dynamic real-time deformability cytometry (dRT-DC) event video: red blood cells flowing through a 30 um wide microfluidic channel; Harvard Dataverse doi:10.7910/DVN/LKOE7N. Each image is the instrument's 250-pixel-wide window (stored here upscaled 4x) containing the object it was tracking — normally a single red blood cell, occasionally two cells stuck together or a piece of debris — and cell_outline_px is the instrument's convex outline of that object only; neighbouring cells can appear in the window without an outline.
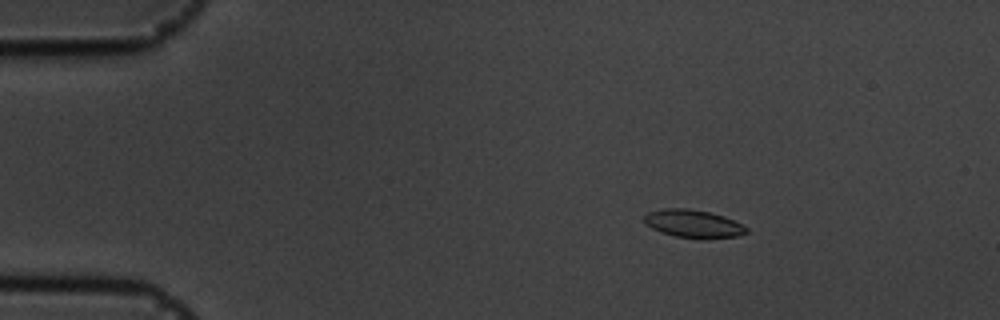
{"species": "common noctule bat (a hibernating species)", "species_latin": "Nyctalus noctula", "temperature_condition": "cold", "stored_images_in_passage": 49, "camera_frame_rate_fps": 3000, "um_per_image_px": 0.085, "animal": {"sex": "male", "body_mass_g": 19.5, "forearm_length_mm": 54.6}, "frame": {"image": 1, "passage_image": 1, "time_ms": 0.0, "image_size_px": [1000, 320], "cell_outline_px": [[748, 232], [736, 236], [704, 240], [676, 236], [660, 232], [644, 224], [644, 216], [648, 212], [664, 208], [688, 208], [708, 212], [724, 216], [748, 228]], "centroid_in_image_um": [58.91, 19.03], "position_along_channel_um": 26.1, "area_um2": 16.76}}
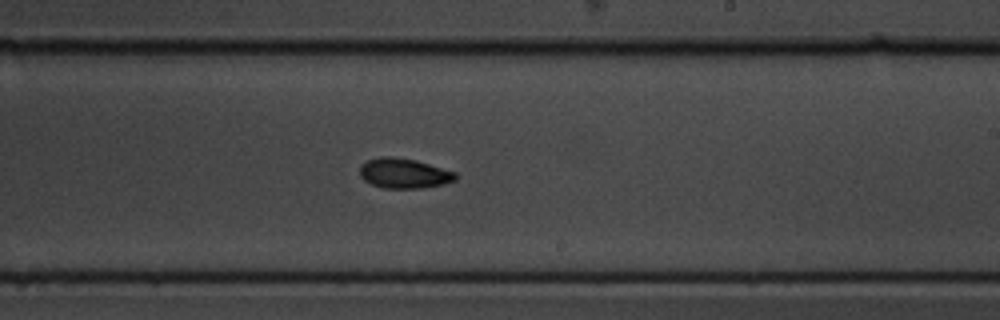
{"frame": {"image": 2, "passage_image": 26, "time_ms": 8.333, "image_size_px": [1000, 320], "cell_outline_px": [[456, 180], [444, 184], [420, 188], [384, 188], [372, 184], [364, 180], [360, 176], [360, 164], [368, 160], [380, 156], [392, 156], [416, 160], [456, 172]], "centroid_in_image_um": [34.33, 14.72], "position_along_channel_um": 254.7, "area_um2": 16.76}}
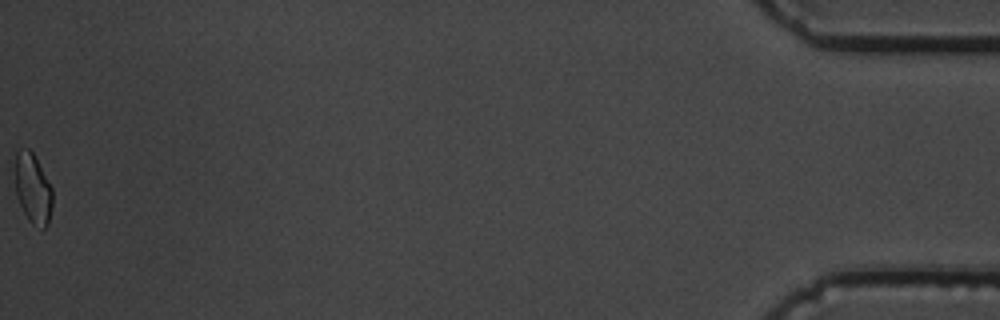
{"frame": {"image": 3, "passage_image": 49, "time_ms": 16.0, "image_size_px": [1000, 320], "cell_outline_px": [[52, 204], [48, 224], [44, 228], [32, 224], [28, 220], [16, 196], [16, 152], [20, 148], [28, 148], [32, 152], [52, 188]], "centroid_in_image_um": [2.79, 16.04], "position_along_channel_um": 432.4, "area_um2": 14.97}, "authors_computed_cell_mechanics": {"area_um2": 16.2418, "velocity_mm_per_s": 3.5695, "shape_relaxation_time_tau1_ms": null, "shape_relaxation_time_tau2_ms": 5.0001, "deformation_change_tau1": null, "deformation_change_tau2": 0.0897}}